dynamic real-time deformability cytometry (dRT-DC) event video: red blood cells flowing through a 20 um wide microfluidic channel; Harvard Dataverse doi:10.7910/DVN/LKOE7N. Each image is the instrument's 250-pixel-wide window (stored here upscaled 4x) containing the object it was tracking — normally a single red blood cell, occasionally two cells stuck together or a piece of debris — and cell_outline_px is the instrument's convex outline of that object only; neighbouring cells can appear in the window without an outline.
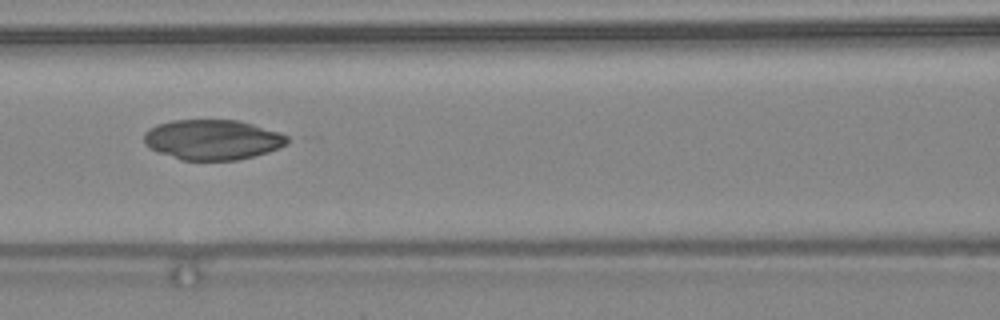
{"species": "common noctule bat (a hibernating species)", "species_latin": "Nyctalus noctula", "temperature_condition": "warm", "stored_images_in_passage": 27, "camera_frame_rate_fps": 3000, "um_per_image_px": 0.085, "animal": {"sex": "female", "body_mass_g": 24.6, "forearm_length_mm": 56.2}, "frame": {"image": 1, "passage_image": 9, "time_ms": 2.667, "image_size_px": [1000, 320], "cell_outline_px": [[288, 144], [280, 148], [268, 152], [236, 160], [180, 160], [148, 148], [144, 144], [144, 132], [148, 128], [156, 124], [172, 120], [236, 120], [252, 124], [280, 132], [288, 136]], "centroid_in_image_um": [18.04, 11.87], "position_along_channel_um": 148.6, "area_um2": 33.7}}
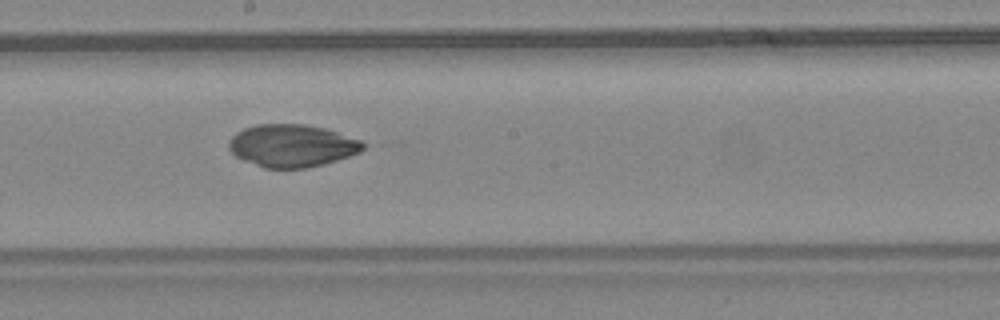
{"frame": {"image": 2, "passage_image": 14, "time_ms": 4.333, "image_size_px": [1000, 320], "cell_outline_px": [[364, 148], [360, 152], [324, 164], [304, 168], [264, 168], [244, 160], [236, 156], [228, 148], [228, 140], [236, 132], [244, 128], [256, 124], [304, 124], [328, 128], [360, 140], [364, 144]], "centroid_in_image_um": [24.8, 12.37], "position_along_channel_um": 223.4, "area_um2": 33.35}}
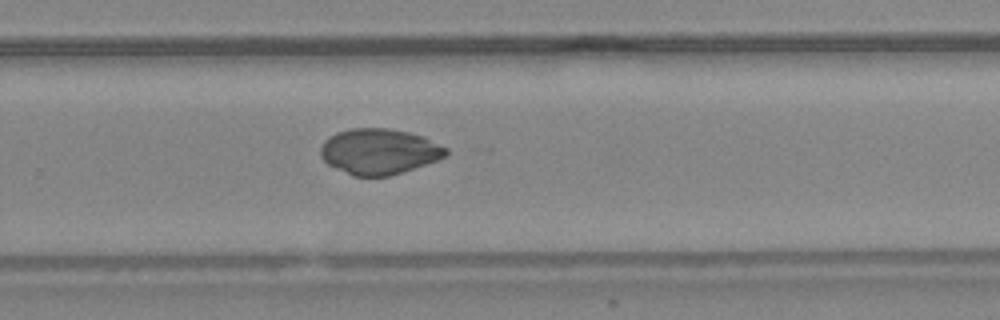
{"frame": {"image": 3, "passage_image": 19, "time_ms": 6.0, "image_size_px": [1000, 320], "cell_outline_px": [[448, 156], [388, 176], [352, 176], [328, 164], [320, 156], [320, 148], [324, 140], [336, 132], [352, 128], [388, 128], [408, 132], [424, 136], [448, 148]], "centroid_in_image_um": [32.22, 12.86], "position_along_channel_um": 297.6, "area_um2": 33.29}}